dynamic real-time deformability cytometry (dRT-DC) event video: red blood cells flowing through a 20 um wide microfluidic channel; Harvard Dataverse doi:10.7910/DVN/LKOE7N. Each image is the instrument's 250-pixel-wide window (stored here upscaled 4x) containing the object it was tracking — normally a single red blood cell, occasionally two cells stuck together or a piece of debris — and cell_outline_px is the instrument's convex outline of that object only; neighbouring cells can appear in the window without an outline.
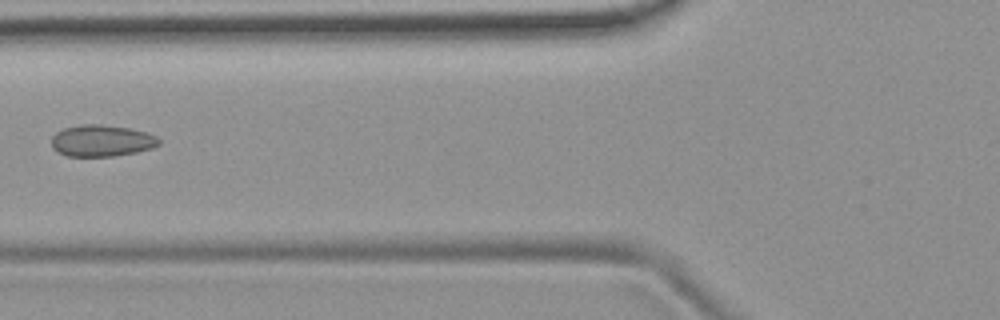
{"species": "common noctule bat (a hibernating species)", "species_latin": "Nyctalus noctula", "temperature_condition": "room temperature", "stored_images_in_passage": 5, "camera_frame_rate_fps": 3000, "um_per_image_px": 0.085, "animal": {"sex": "female", "body_mass_g": 19.9}, "frame": {"image": 1, "passage_image": 5, "time_ms": 1.333, "image_size_px": [1000, 320], "cell_outline_px": [[160, 144], [152, 148], [136, 152], [116, 156], [64, 156], [56, 152], [52, 148], [52, 136], [56, 132], [64, 128], [80, 124], [100, 124], [128, 128], [148, 132], [156, 136], [160, 140]], "centroid_in_image_um": [8.63, 11.96], "position_along_channel_um": 117.2, "area_um2": 20.0}}